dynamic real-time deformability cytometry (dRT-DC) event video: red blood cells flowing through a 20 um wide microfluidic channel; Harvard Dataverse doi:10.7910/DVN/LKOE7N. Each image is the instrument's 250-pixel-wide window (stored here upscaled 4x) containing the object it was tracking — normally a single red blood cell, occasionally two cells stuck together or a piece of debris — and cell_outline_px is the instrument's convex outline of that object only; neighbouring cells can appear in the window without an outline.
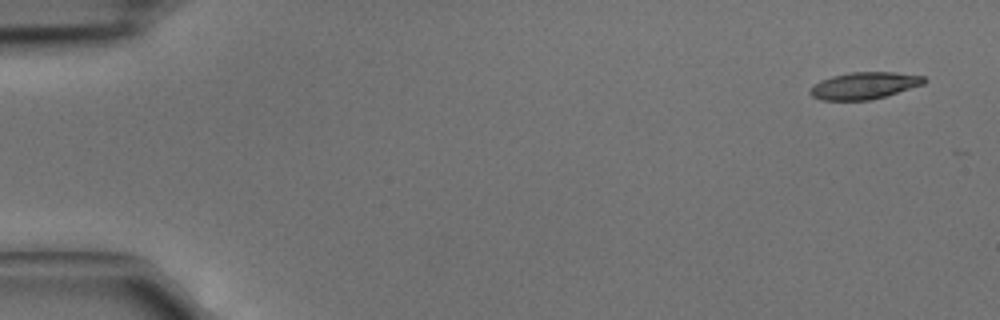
{"species": "common noctule bat (a hibernating species)", "species_latin": "Nyctalus noctula", "temperature_condition": "cold", "stored_images_in_passage": 3, "camera_frame_rate_fps": 3000, "um_per_image_px": 0.085, "animal": {"sex": "male", "body_mass_g": 15.6}, "frame": {"image": 1, "passage_image": 1, "time_ms": 0.0, "image_size_px": [1000, 320], "cell_outline_px": [[928, 80], [924, 84], [884, 96], [868, 100], [820, 100], [812, 96], [808, 92], [812, 84], [820, 80], [832, 76], [852, 72], [896, 72], [924, 76]], "centroid_in_image_um": [73.43, 7.27], "position_along_channel_um": 11.6, "area_um2": 17.92}}